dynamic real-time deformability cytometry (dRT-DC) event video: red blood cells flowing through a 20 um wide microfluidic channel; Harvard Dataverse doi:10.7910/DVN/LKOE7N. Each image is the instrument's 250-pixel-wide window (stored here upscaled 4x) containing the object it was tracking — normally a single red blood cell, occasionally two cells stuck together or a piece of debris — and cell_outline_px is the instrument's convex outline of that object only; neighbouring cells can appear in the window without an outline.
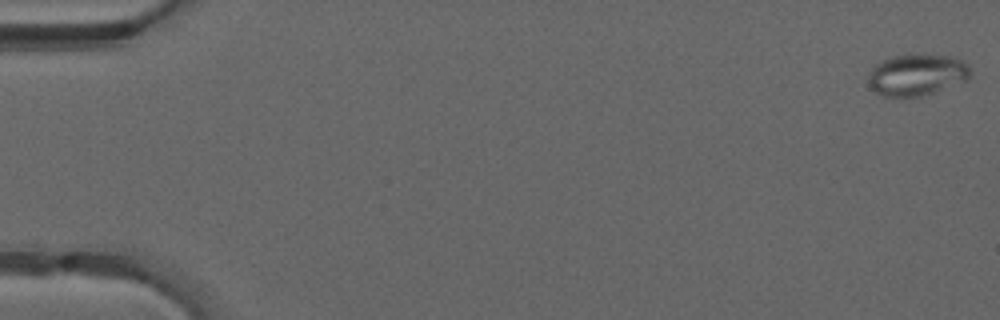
{"species": "common noctule bat (a hibernating species)", "species_latin": "Nyctalus noctula", "temperature_condition": "warm", "stored_images_in_passage": 49, "camera_frame_rate_fps": 3000, "um_per_image_px": 0.085, "animal": {"sex": "male", "forearm_length_mm": 52.5}, "frame": {"image": 1, "passage_image": 1, "time_ms": 0.0, "image_size_px": [1000, 320], "cell_outline_px": [[968, 80], [936, 92], [920, 96], [884, 96], [876, 92], [868, 84], [868, 76], [872, 68], [880, 60], [892, 56], [948, 56], [964, 60], [968, 64]], "centroid_in_image_um": [77.92, 6.38], "position_along_channel_um": 7.1, "area_um2": 24.28}}
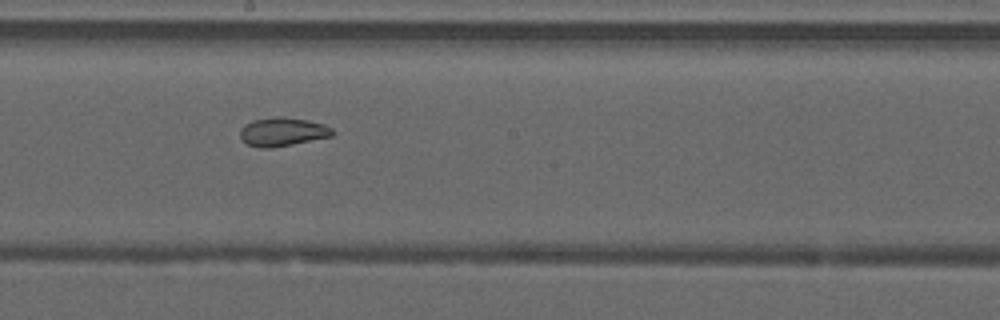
{"frame": {"image": 2, "passage_image": 28, "time_ms": 9.0, "image_size_px": [1000, 320], "cell_outline_px": [[336, 132], [332, 136], [292, 144], [268, 148], [260, 148], [248, 144], [240, 140], [240, 128], [244, 124], [252, 120], [280, 116], [308, 120], [324, 124], [332, 128]], "centroid_in_image_um": [24.0, 11.2], "position_along_channel_um": 224.2, "area_um2": 15.49}}
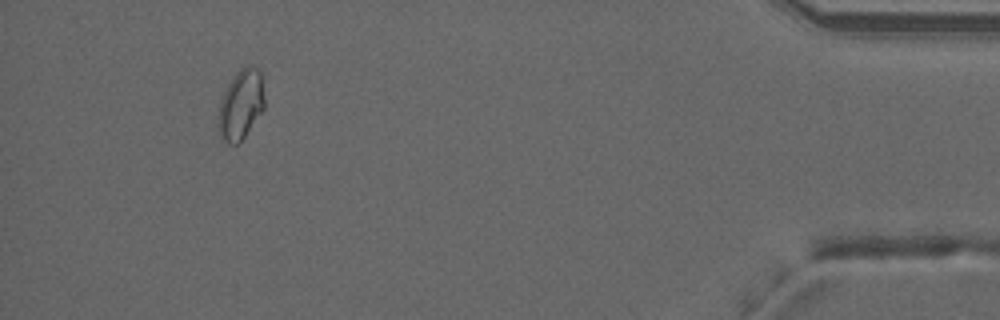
{"frame": {"image": 3, "passage_image": 46, "time_ms": 15.0, "image_size_px": [1000, 320], "cell_outline_px": [[264, 108], [244, 136], [236, 144], [228, 144], [220, 136], [216, 116], [220, 100], [228, 84], [236, 72], [244, 64], [252, 64], [260, 72], [264, 100]], "centroid_in_image_um": [20.43, 8.86], "position_along_channel_um": 414.8, "area_um2": 18.79}, "authors_computed_cell_mechanics": {"area_um2": 18.4382, "velocity_mm_per_s": 4.2381, "shape_relaxation_time_tau1_ms": null, "shape_relaxation_time_tau2_ms": 1.396, "deformation_change_tau1": null, "deformation_change_tau2": 0.0756}}